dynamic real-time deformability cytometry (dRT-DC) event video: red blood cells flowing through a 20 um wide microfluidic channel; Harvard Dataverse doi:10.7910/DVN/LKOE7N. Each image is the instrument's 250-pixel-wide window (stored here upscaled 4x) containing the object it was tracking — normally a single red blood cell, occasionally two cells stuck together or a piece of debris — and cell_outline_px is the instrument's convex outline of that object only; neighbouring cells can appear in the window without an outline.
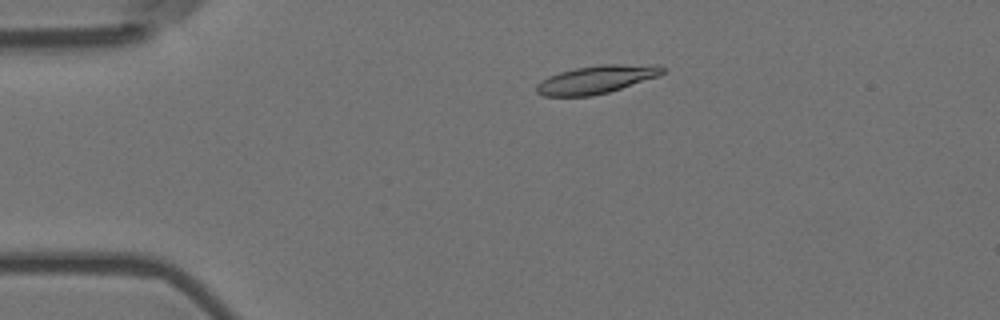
{"species": "Egyptian fruit bat (a non-hibernating species)", "species_latin": "Rousettus aegyptiacus", "temperature_condition": "room temperature", "stored_images_in_passage": 3, "camera_frame_rate_fps": 3000, "um_per_image_px": 0.085, "animal": {"sex": "female"}, "frame": {"image": 1, "passage_image": 1, "time_ms": 0.0, "image_size_px": [1000, 320], "cell_outline_px": [[668, 68], [660, 76], [608, 92], [592, 96], [544, 96], [536, 92], [536, 84], [548, 76], [560, 72], [576, 68], [600, 64], [660, 64]], "centroid_in_image_um": [50.76, 6.74], "position_along_channel_um": 34.2, "area_um2": 20.87}}
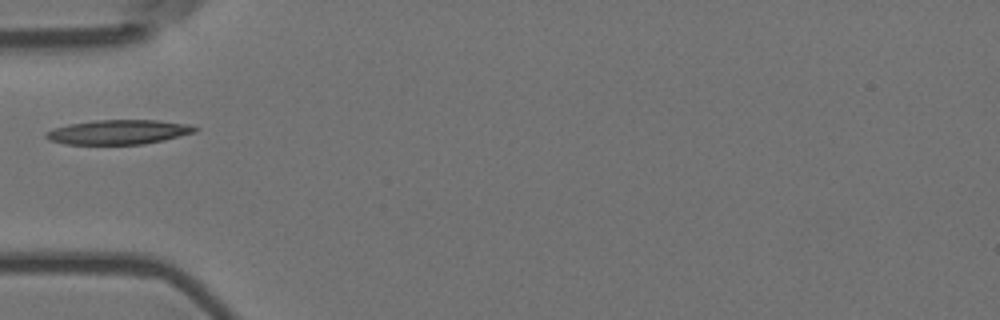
{"frame": {"image": 2, "passage_image": 3, "time_ms": 0.667, "image_size_px": [1000, 320], "cell_outline_px": [[200, 128], [196, 132], [164, 140], [144, 144], [64, 144], [48, 140], [44, 136], [44, 132], [52, 128], [68, 124], [96, 120], [156, 120], [192, 124]], "centroid_in_image_um": [10.07, 11.22], "position_along_channel_um": 74.9, "area_um2": 21.56}}